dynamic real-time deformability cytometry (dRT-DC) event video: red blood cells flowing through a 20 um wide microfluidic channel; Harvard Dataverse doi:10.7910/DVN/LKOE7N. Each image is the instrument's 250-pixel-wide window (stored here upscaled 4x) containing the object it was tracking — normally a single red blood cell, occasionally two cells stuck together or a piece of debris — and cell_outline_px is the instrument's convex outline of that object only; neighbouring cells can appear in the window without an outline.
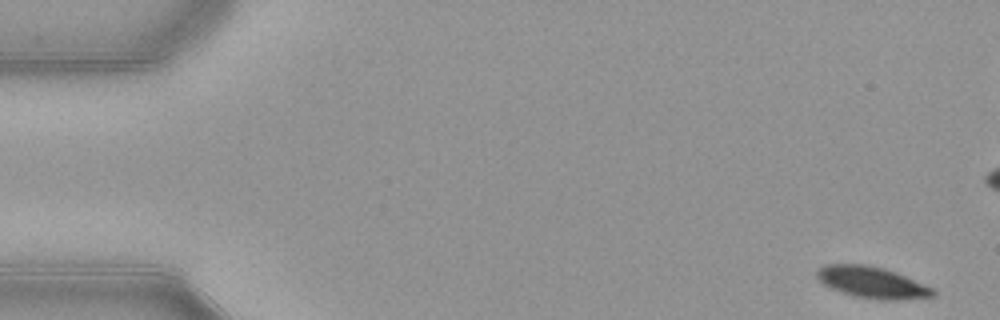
{"species": "common noctule bat (a hibernating species)", "species_latin": "Nyctalus noctula", "temperature_condition": "warm", "stored_images_in_passage": 53, "camera_frame_rate_fps": 3000, "um_per_image_px": 0.085, "animal": {"sex": "female", "body_mass_g": 21.9}, "frame": {"image": 1, "passage_image": 1, "time_ms": 0.0, "image_size_px": [1000, 320], "cell_outline_px": [[936, 292], [932, 296], [896, 300], [880, 300], [856, 296], [832, 288], [824, 284], [816, 276], [816, 272], [820, 268], [828, 264], [864, 264], [884, 268], [904, 276], [932, 288]], "centroid_in_image_um": [74.1, 24.0], "position_along_channel_um": 10.9, "area_um2": 20.69}}
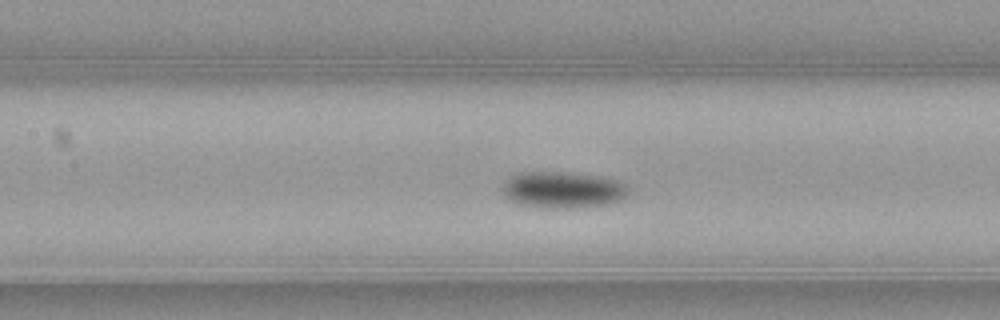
{"frame": {"image": 2, "passage_image": 23, "time_ms": 7.333, "image_size_px": [1000, 320], "cell_outline_px": [[632, 192], [620, 200], [608, 204], [572, 208], [556, 208], [520, 204], [508, 200], [504, 196], [504, 184], [508, 176], [516, 172], [576, 172], [604, 176], [620, 180], [628, 184]], "centroid_in_image_um": [47.92, 16.1], "position_along_channel_um": 159.5, "area_um2": 27.4}}
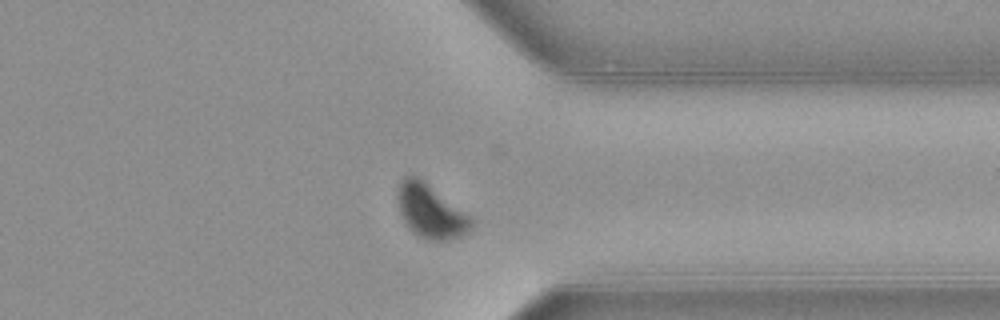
{"frame": {"image": 3, "passage_image": 40, "time_ms": 13.0, "image_size_px": [1000, 320], "cell_outline_px": [[472, 228], [468, 232], [460, 236], [448, 240], [428, 240], [412, 232], [408, 228], [400, 212], [396, 196], [396, 192], [400, 180], [404, 176], [416, 176], [468, 216], [472, 220]], "centroid_in_image_um": [36.53, 17.98], "position_along_channel_um": 374.9, "area_um2": 22.31}}